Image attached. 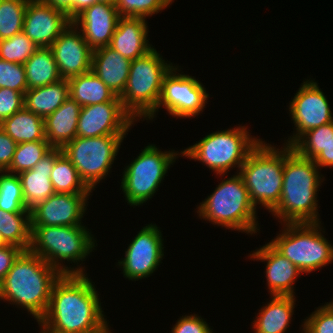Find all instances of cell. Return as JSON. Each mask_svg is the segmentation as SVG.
Segmentation results:
<instances>
[{
    "label": "cell",
    "mask_w": 333,
    "mask_h": 333,
    "mask_svg": "<svg viewBox=\"0 0 333 333\" xmlns=\"http://www.w3.org/2000/svg\"><path fill=\"white\" fill-rule=\"evenodd\" d=\"M87 274H63L54 283L42 333H111L99 293ZM108 321V322H107Z\"/></svg>",
    "instance_id": "1"
},
{
    "label": "cell",
    "mask_w": 333,
    "mask_h": 333,
    "mask_svg": "<svg viewBox=\"0 0 333 333\" xmlns=\"http://www.w3.org/2000/svg\"><path fill=\"white\" fill-rule=\"evenodd\" d=\"M314 160L299 155L287 145L281 197L271 214L284 223H319L318 191L324 175Z\"/></svg>",
    "instance_id": "2"
},
{
    "label": "cell",
    "mask_w": 333,
    "mask_h": 333,
    "mask_svg": "<svg viewBox=\"0 0 333 333\" xmlns=\"http://www.w3.org/2000/svg\"><path fill=\"white\" fill-rule=\"evenodd\" d=\"M61 275L40 256L23 251L0 282V301L22 307L38 323L47 312L52 287Z\"/></svg>",
    "instance_id": "3"
},
{
    "label": "cell",
    "mask_w": 333,
    "mask_h": 333,
    "mask_svg": "<svg viewBox=\"0 0 333 333\" xmlns=\"http://www.w3.org/2000/svg\"><path fill=\"white\" fill-rule=\"evenodd\" d=\"M89 231L85 226L31 227L29 251L40 256L62 275L87 274L84 267L78 264H84L83 261L98 246L96 238ZM65 261H68L67 264L74 263V267L65 265Z\"/></svg>",
    "instance_id": "4"
},
{
    "label": "cell",
    "mask_w": 333,
    "mask_h": 333,
    "mask_svg": "<svg viewBox=\"0 0 333 333\" xmlns=\"http://www.w3.org/2000/svg\"><path fill=\"white\" fill-rule=\"evenodd\" d=\"M222 179L215 190L197 205V215L214 226L254 235L260 231L257 209L239 173Z\"/></svg>",
    "instance_id": "5"
},
{
    "label": "cell",
    "mask_w": 333,
    "mask_h": 333,
    "mask_svg": "<svg viewBox=\"0 0 333 333\" xmlns=\"http://www.w3.org/2000/svg\"><path fill=\"white\" fill-rule=\"evenodd\" d=\"M261 140L251 135L248 126L238 124L235 128L209 133L181 152L182 156L206 165L216 176L224 177L233 168L239 173L247 156Z\"/></svg>",
    "instance_id": "6"
},
{
    "label": "cell",
    "mask_w": 333,
    "mask_h": 333,
    "mask_svg": "<svg viewBox=\"0 0 333 333\" xmlns=\"http://www.w3.org/2000/svg\"><path fill=\"white\" fill-rule=\"evenodd\" d=\"M276 147L262 139L239 171L254 207L262 206L269 213L276 208L281 197L283 166L287 158V145L283 144L280 149Z\"/></svg>",
    "instance_id": "7"
},
{
    "label": "cell",
    "mask_w": 333,
    "mask_h": 333,
    "mask_svg": "<svg viewBox=\"0 0 333 333\" xmlns=\"http://www.w3.org/2000/svg\"><path fill=\"white\" fill-rule=\"evenodd\" d=\"M173 65L155 48L131 62L127 84L119 98L136 122L146 120L156 110L163 78Z\"/></svg>",
    "instance_id": "8"
},
{
    "label": "cell",
    "mask_w": 333,
    "mask_h": 333,
    "mask_svg": "<svg viewBox=\"0 0 333 333\" xmlns=\"http://www.w3.org/2000/svg\"><path fill=\"white\" fill-rule=\"evenodd\" d=\"M269 243L303 274L333 263V245L319 223H284Z\"/></svg>",
    "instance_id": "9"
},
{
    "label": "cell",
    "mask_w": 333,
    "mask_h": 333,
    "mask_svg": "<svg viewBox=\"0 0 333 333\" xmlns=\"http://www.w3.org/2000/svg\"><path fill=\"white\" fill-rule=\"evenodd\" d=\"M178 157H182V152L172 149L161 151L155 144L141 149L137 157L123 168L120 179V189L127 204L134 208L150 200Z\"/></svg>",
    "instance_id": "10"
},
{
    "label": "cell",
    "mask_w": 333,
    "mask_h": 333,
    "mask_svg": "<svg viewBox=\"0 0 333 333\" xmlns=\"http://www.w3.org/2000/svg\"><path fill=\"white\" fill-rule=\"evenodd\" d=\"M124 138L126 135L77 136L62 148V152L93 192L96 185L110 174Z\"/></svg>",
    "instance_id": "11"
},
{
    "label": "cell",
    "mask_w": 333,
    "mask_h": 333,
    "mask_svg": "<svg viewBox=\"0 0 333 333\" xmlns=\"http://www.w3.org/2000/svg\"><path fill=\"white\" fill-rule=\"evenodd\" d=\"M179 67L174 65L164 76L157 108L146 120L153 121L161 107L170 116L181 119L195 118L206 108L210 97L208 91L194 76L179 73L183 69Z\"/></svg>",
    "instance_id": "12"
},
{
    "label": "cell",
    "mask_w": 333,
    "mask_h": 333,
    "mask_svg": "<svg viewBox=\"0 0 333 333\" xmlns=\"http://www.w3.org/2000/svg\"><path fill=\"white\" fill-rule=\"evenodd\" d=\"M162 231L154 224H146L132 239L124 251V258L118 260L124 278L131 281L145 279L158 270L164 257Z\"/></svg>",
    "instance_id": "13"
},
{
    "label": "cell",
    "mask_w": 333,
    "mask_h": 333,
    "mask_svg": "<svg viewBox=\"0 0 333 333\" xmlns=\"http://www.w3.org/2000/svg\"><path fill=\"white\" fill-rule=\"evenodd\" d=\"M288 108L296 128L284 145L291 146L306 131L333 121L329 100L315 79L303 81Z\"/></svg>",
    "instance_id": "14"
},
{
    "label": "cell",
    "mask_w": 333,
    "mask_h": 333,
    "mask_svg": "<svg viewBox=\"0 0 333 333\" xmlns=\"http://www.w3.org/2000/svg\"><path fill=\"white\" fill-rule=\"evenodd\" d=\"M135 119L125 110L119 96L112 101L81 107L77 136L128 135Z\"/></svg>",
    "instance_id": "15"
},
{
    "label": "cell",
    "mask_w": 333,
    "mask_h": 333,
    "mask_svg": "<svg viewBox=\"0 0 333 333\" xmlns=\"http://www.w3.org/2000/svg\"><path fill=\"white\" fill-rule=\"evenodd\" d=\"M91 193H54L30 210L31 227L84 226Z\"/></svg>",
    "instance_id": "16"
},
{
    "label": "cell",
    "mask_w": 333,
    "mask_h": 333,
    "mask_svg": "<svg viewBox=\"0 0 333 333\" xmlns=\"http://www.w3.org/2000/svg\"><path fill=\"white\" fill-rule=\"evenodd\" d=\"M49 48L62 79L68 80L91 71L93 50L72 22Z\"/></svg>",
    "instance_id": "17"
},
{
    "label": "cell",
    "mask_w": 333,
    "mask_h": 333,
    "mask_svg": "<svg viewBox=\"0 0 333 333\" xmlns=\"http://www.w3.org/2000/svg\"><path fill=\"white\" fill-rule=\"evenodd\" d=\"M72 21L68 16L40 0H29L23 33L38 48H49Z\"/></svg>",
    "instance_id": "18"
},
{
    "label": "cell",
    "mask_w": 333,
    "mask_h": 333,
    "mask_svg": "<svg viewBox=\"0 0 333 333\" xmlns=\"http://www.w3.org/2000/svg\"><path fill=\"white\" fill-rule=\"evenodd\" d=\"M120 18L115 5L96 2L84 9L72 23L82 32L92 50L110 45Z\"/></svg>",
    "instance_id": "19"
},
{
    "label": "cell",
    "mask_w": 333,
    "mask_h": 333,
    "mask_svg": "<svg viewBox=\"0 0 333 333\" xmlns=\"http://www.w3.org/2000/svg\"><path fill=\"white\" fill-rule=\"evenodd\" d=\"M249 259L266 263L267 289L271 295L295 296L294 283L302 272L286 257L280 254L269 242L257 248ZM301 274V275H300Z\"/></svg>",
    "instance_id": "20"
},
{
    "label": "cell",
    "mask_w": 333,
    "mask_h": 333,
    "mask_svg": "<svg viewBox=\"0 0 333 333\" xmlns=\"http://www.w3.org/2000/svg\"><path fill=\"white\" fill-rule=\"evenodd\" d=\"M147 24L144 18L120 17L109 46L130 61L146 55L154 48Z\"/></svg>",
    "instance_id": "21"
},
{
    "label": "cell",
    "mask_w": 333,
    "mask_h": 333,
    "mask_svg": "<svg viewBox=\"0 0 333 333\" xmlns=\"http://www.w3.org/2000/svg\"><path fill=\"white\" fill-rule=\"evenodd\" d=\"M62 153V148H52L31 170L18 174L29 211L55 193L50 174Z\"/></svg>",
    "instance_id": "22"
},
{
    "label": "cell",
    "mask_w": 333,
    "mask_h": 333,
    "mask_svg": "<svg viewBox=\"0 0 333 333\" xmlns=\"http://www.w3.org/2000/svg\"><path fill=\"white\" fill-rule=\"evenodd\" d=\"M131 62L108 45L93 50L91 71L120 96L127 84Z\"/></svg>",
    "instance_id": "23"
},
{
    "label": "cell",
    "mask_w": 333,
    "mask_h": 333,
    "mask_svg": "<svg viewBox=\"0 0 333 333\" xmlns=\"http://www.w3.org/2000/svg\"><path fill=\"white\" fill-rule=\"evenodd\" d=\"M81 105L69 97L44 119L45 138L53 148H63L77 137Z\"/></svg>",
    "instance_id": "24"
},
{
    "label": "cell",
    "mask_w": 333,
    "mask_h": 333,
    "mask_svg": "<svg viewBox=\"0 0 333 333\" xmlns=\"http://www.w3.org/2000/svg\"><path fill=\"white\" fill-rule=\"evenodd\" d=\"M296 296L271 295L252 321L254 333H285L292 321Z\"/></svg>",
    "instance_id": "25"
},
{
    "label": "cell",
    "mask_w": 333,
    "mask_h": 333,
    "mask_svg": "<svg viewBox=\"0 0 333 333\" xmlns=\"http://www.w3.org/2000/svg\"><path fill=\"white\" fill-rule=\"evenodd\" d=\"M67 79L42 87L32 88L24 94V107L45 119L55 112L69 97Z\"/></svg>",
    "instance_id": "26"
},
{
    "label": "cell",
    "mask_w": 333,
    "mask_h": 333,
    "mask_svg": "<svg viewBox=\"0 0 333 333\" xmlns=\"http://www.w3.org/2000/svg\"><path fill=\"white\" fill-rule=\"evenodd\" d=\"M69 95L82 107L112 101L116 95L92 71L68 79Z\"/></svg>",
    "instance_id": "27"
},
{
    "label": "cell",
    "mask_w": 333,
    "mask_h": 333,
    "mask_svg": "<svg viewBox=\"0 0 333 333\" xmlns=\"http://www.w3.org/2000/svg\"><path fill=\"white\" fill-rule=\"evenodd\" d=\"M0 128L17 144L31 141H47L44 119L23 107L0 123Z\"/></svg>",
    "instance_id": "28"
},
{
    "label": "cell",
    "mask_w": 333,
    "mask_h": 333,
    "mask_svg": "<svg viewBox=\"0 0 333 333\" xmlns=\"http://www.w3.org/2000/svg\"><path fill=\"white\" fill-rule=\"evenodd\" d=\"M28 90L62 79L50 48H38L24 63Z\"/></svg>",
    "instance_id": "29"
},
{
    "label": "cell",
    "mask_w": 333,
    "mask_h": 333,
    "mask_svg": "<svg viewBox=\"0 0 333 333\" xmlns=\"http://www.w3.org/2000/svg\"><path fill=\"white\" fill-rule=\"evenodd\" d=\"M0 232L7 244L16 245L24 251L31 243L30 212H8L0 209Z\"/></svg>",
    "instance_id": "30"
},
{
    "label": "cell",
    "mask_w": 333,
    "mask_h": 333,
    "mask_svg": "<svg viewBox=\"0 0 333 333\" xmlns=\"http://www.w3.org/2000/svg\"><path fill=\"white\" fill-rule=\"evenodd\" d=\"M50 179L55 193H92L63 153L55 160Z\"/></svg>",
    "instance_id": "31"
},
{
    "label": "cell",
    "mask_w": 333,
    "mask_h": 333,
    "mask_svg": "<svg viewBox=\"0 0 333 333\" xmlns=\"http://www.w3.org/2000/svg\"><path fill=\"white\" fill-rule=\"evenodd\" d=\"M332 141L333 121L306 131L291 145V147L299 155L313 160Z\"/></svg>",
    "instance_id": "32"
},
{
    "label": "cell",
    "mask_w": 333,
    "mask_h": 333,
    "mask_svg": "<svg viewBox=\"0 0 333 333\" xmlns=\"http://www.w3.org/2000/svg\"><path fill=\"white\" fill-rule=\"evenodd\" d=\"M53 147L48 141H31L17 144L10 167L11 174L31 170Z\"/></svg>",
    "instance_id": "33"
},
{
    "label": "cell",
    "mask_w": 333,
    "mask_h": 333,
    "mask_svg": "<svg viewBox=\"0 0 333 333\" xmlns=\"http://www.w3.org/2000/svg\"><path fill=\"white\" fill-rule=\"evenodd\" d=\"M29 0H0V40L23 32Z\"/></svg>",
    "instance_id": "34"
},
{
    "label": "cell",
    "mask_w": 333,
    "mask_h": 333,
    "mask_svg": "<svg viewBox=\"0 0 333 333\" xmlns=\"http://www.w3.org/2000/svg\"><path fill=\"white\" fill-rule=\"evenodd\" d=\"M0 209L8 212H30L25 205L17 174L5 172L0 180Z\"/></svg>",
    "instance_id": "35"
},
{
    "label": "cell",
    "mask_w": 333,
    "mask_h": 333,
    "mask_svg": "<svg viewBox=\"0 0 333 333\" xmlns=\"http://www.w3.org/2000/svg\"><path fill=\"white\" fill-rule=\"evenodd\" d=\"M37 49L36 44L21 32L0 40V59L24 64Z\"/></svg>",
    "instance_id": "36"
},
{
    "label": "cell",
    "mask_w": 333,
    "mask_h": 333,
    "mask_svg": "<svg viewBox=\"0 0 333 333\" xmlns=\"http://www.w3.org/2000/svg\"><path fill=\"white\" fill-rule=\"evenodd\" d=\"M174 0H117L116 10L120 17L147 19L170 7Z\"/></svg>",
    "instance_id": "37"
},
{
    "label": "cell",
    "mask_w": 333,
    "mask_h": 333,
    "mask_svg": "<svg viewBox=\"0 0 333 333\" xmlns=\"http://www.w3.org/2000/svg\"><path fill=\"white\" fill-rule=\"evenodd\" d=\"M0 88L13 89L25 94L28 86L24 64L0 59Z\"/></svg>",
    "instance_id": "38"
},
{
    "label": "cell",
    "mask_w": 333,
    "mask_h": 333,
    "mask_svg": "<svg viewBox=\"0 0 333 333\" xmlns=\"http://www.w3.org/2000/svg\"><path fill=\"white\" fill-rule=\"evenodd\" d=\"M315 309L300 325L301 333H333V312L324 305Z\"/></svg>",
    "instance_id": "39"
},
{
    "label": "cell",
    "mask_w": 333,
    "mask_h": 333,
    "mask_svg": "<svg viewBox=\"0 0 333 333\" xmlns=\"http://www.w3.org/2000/svg\"><path fill=\"white\" fill-rule=\"evenodd\" d=\"M23 107L24 94L22 92L8 88H0V123Z\"/></svg>",
    "instance_id": "40"
},
{
    "label": "cell",
    "mask_w": 333,
    "mask_h": 333,
    "mask_svg": "<svg viewBox=\"0 0 333 333\" xmlns=\"http://www.w3.org/2000/svg\"><path fill=\"white\" fill-rule=\"evenodd\" d=\"M171 329V333H214L205 319L195 313L180 316Z\"/></svg>",
    "instance_id": "41"
},
{
    "label": "cell",
    "mask_w": 333,
    "mask_h": 333,
    "mask_svg": "<svg viewBox=\"0 0 333 333\" xmlns=\"http://www.w3.org/2000/svg\"><path fill=\"white\" fill-rule=\"evenodd\" d=\"M24 250L16 245L0 247V282L13 266L15 260Z\"/></svg>",
    "instance_id": "42"
},
{
    "label": "cell",
    "mask_w": 333,
    "mask_h": 333,
    "mask_svg": "<svg viewBox=\"0 0 333 333\" xmlns=\"http://www.w3.org/2000/svg\"><path fill=\"white\" fill-rule=\"evenodd\" d=\"M17 143L0 128V167L7 170L12 162Z\"/></svg>",
    "instance_id": "43"
},
{
    "label": "cell",
    "mask_w": 333,
    "mask_h": 333,
    "mask_svg": "<svg viewBox=\"0 0 333 333\" xmlns=\"http://www.w3.org/2000/svg\"><path fill=\"white\" fill-rule=\"evenodd\" d=\"M40 1L52 6L55 9L64 12L71 21L74 19V0H40Z\"/></svg>",
    "instance_id": "44"
},
{
    "label": "cell",
    "mask_w": 333,
    "mask_h": 333,
    "mask_svg": "<svg viewBox=\"0 0 333 333\" xmlns=\"http://www.w3.org/2000/svg\"><path fill=\"white\" fill-rule=\"evenodd\" d=\"M316 165L321 168L333 167V141L325 147V149L317 155L314 159Z\"/></svg>",
    "instance_id": "45"
},
{
    "label": "cell",
    "mask_w": 333,
    "mask_h": 333,
    "mask_svg": "<svg viewBox=\"0 0 333 333\" xmlns=\"http://www.w3.org/2000/svg\"><path fill=\"white\" fill-rule=\"evenodd\" d=\"M96 0H74V18L84 9L90 7Z\"/></svg>",
    "instance_id": "46"
},
{
    "label": "cell",
    "mask_w": 333,
    "mask_h": 333,
    "mask_svg": "<svg viewBox=\"0 0 333 333\" xmlns=\"http://www.w3.org/2000/svg\"><path fill=\"white\" fill-rule=\"evenodd\" d=\"M97 2L107 3L111 5H116L117 0H96Z\"/></svg>",
    "instance_id": "47"
},
{
    "label": "cell",
    "mask_w": 333,
    "mask_h": 333,
    "mask_svg": "<svg viewBox=\"0 0 333 333\" xmlns=\"http://www.w3.org/2000/svg\"><path fill=\"white\" fill-rule=\"evenodd\" d=\"M324 306L328 308L331 312H333V299L331 300V302H325Z\"/></svg>",
    "instance_id": "48"
},
{
    "label": "cell",
    "mask_w": 333,
    "mask_h": 333,
    "mask_svg": "<svg viewBox=\"0 0 333 333\" xmlns=\"http://www.w3.org/2000/svg\"><path fill=\"white\" fill-rule=\"evenodd\" d=\"M6 245H8V244L4 241V239H3L2 235H1V232H0V247H4Z\"/></svg>",
    "instance_id": "49"
},
{
    "label": "cell",
    "mask_w": 333,
    "mask_h": 333,
    "mask_svg": "<svg viewBox=\"0 0 333 333\" xmlns=\"http://www.w3.org/2000/svg\"><path fill=\"white\" fill-rule=\"evenodd\" d=\"M5 172H6V170H4L0 167V180Z\"/></svg>",
    "instance_id": "50"
}]
</instances>
